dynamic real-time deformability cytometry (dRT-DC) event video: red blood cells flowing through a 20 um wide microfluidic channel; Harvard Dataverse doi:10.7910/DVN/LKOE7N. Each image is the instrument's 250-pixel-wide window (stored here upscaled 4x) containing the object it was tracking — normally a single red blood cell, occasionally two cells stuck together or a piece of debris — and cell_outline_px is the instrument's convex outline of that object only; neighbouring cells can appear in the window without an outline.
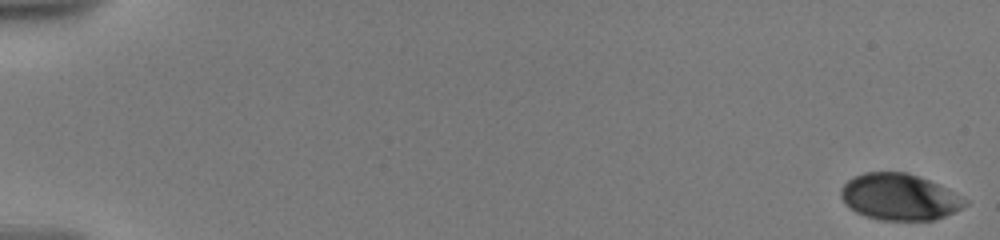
{"species": "human", "species_latin": "Homo sapiens", "temperature_condition": "warm", "stored_images_in_passage": 3, "camera_frame_rate_fps": 3000, "um_per_image_px": 0.085, "donor": {"sex": "male"}, "frame": {"image": 1, "passage_image": 1, "time_ms": 0.0, "image_size_px": [1000, 240], "cell_outline_px": [[968, 204], [936, 220], [880, 220], [864, 216], [848, 208], [840, 196], [840, 188], [848, 180], [864, 172], [904, 172], [928, 180], [968, 200]], "centroid_in_image_um": [76.39, 16.75], "position_along_channel_um": 8.6, "area_um2": 33.29}}